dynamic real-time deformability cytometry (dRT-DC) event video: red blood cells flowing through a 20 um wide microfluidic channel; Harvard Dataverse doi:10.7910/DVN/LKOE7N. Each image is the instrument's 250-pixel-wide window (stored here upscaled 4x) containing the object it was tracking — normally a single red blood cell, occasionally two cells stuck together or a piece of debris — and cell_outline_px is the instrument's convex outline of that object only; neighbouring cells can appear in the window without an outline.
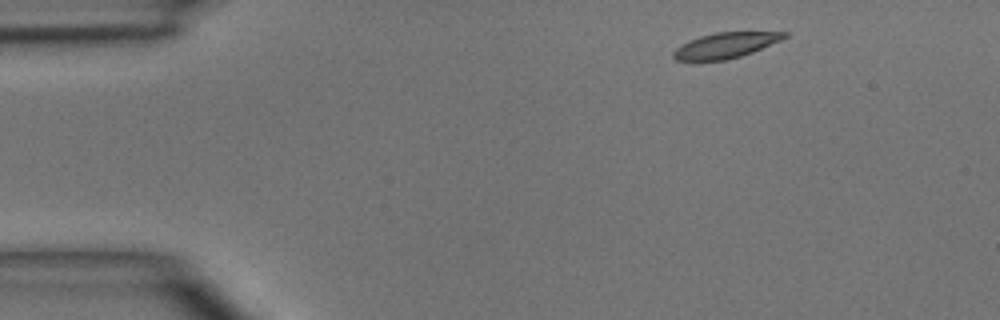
{"species": "common noctule bat (a hibernating species)", "species_latin": "Nyctalus noctula", "temperature_condition": "room temperature", "stored_images_in_passage": 4, "segment_of_instrument_passage": [1, 2], "camera_frame_rate_fps": 3000, "um_per_image_px": 0.085, "animal": {"sex": "male", "body_mass_g": 15.6}, "frame": {"image": 1, "passage_image": 1, "time_ms": 0.0, "image_size_px": [1000, 320], "cell_outline_px": [[788, 36], [780, 40], [752, 52], [740, 56], [724, 60], [676, 60], [672, 56], [672, 52], [680, 44], [688, 40], [700, 36], [716, 32], [788, 32]], "centroid_in_image_um": [61.63, 3.84], "position_along_channel_um": 23.4, "area_um2": 16.3}}
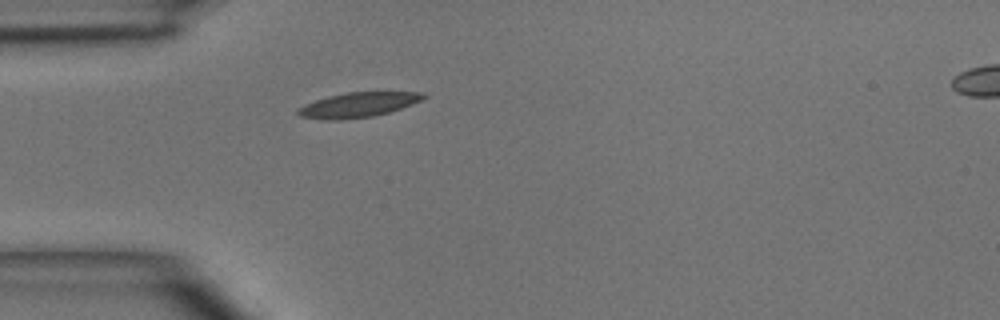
{"frame": {"image": 2, "passage_image": 3, "time_ms": 2.333, "image_size_px": [1000, 320], "cell_outline_px": [[428, 96], [412, 104], [388, 112], [372, 116], [340, 120], [324, 120], [300, 116], [296, 112], [304, 104], [328, 96], [348, 92], [424, 92]], "centroid_in_image_um": [30.43, 8.91], "position_along_channel_um": 54.6, "area_um2": 17.98}}